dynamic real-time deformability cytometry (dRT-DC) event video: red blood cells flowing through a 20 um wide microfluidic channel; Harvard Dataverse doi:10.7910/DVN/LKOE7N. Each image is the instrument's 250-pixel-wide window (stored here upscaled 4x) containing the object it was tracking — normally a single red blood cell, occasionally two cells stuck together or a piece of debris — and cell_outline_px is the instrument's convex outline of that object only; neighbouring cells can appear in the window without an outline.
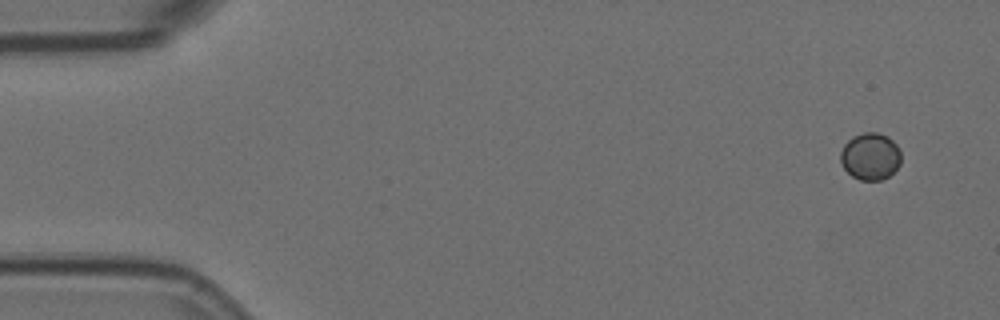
{"species": "Egyptian fruit bat (a non-hibernating species)", "species_latin": "Rousettus aegyptiacus", "temperature_condition": "room temperature", "stored_images_in_passage": 5, "camera_frame_rate_fps": 3000, "um_per_image_px": 0.085, "animal": {"sex": "female"}, "frame": {"image": 1, "passage_image": 1, "time_ms": 0.0, "image_size_px": [1000, 320], "cell_outline_px": [[900, 164], [888, 176], [880, 180], [860, 180], [852, 176], [844, 168], [840, 160], [840, 152], [844, 144], [852, 136], [864, 132], [876, 132], [888, 136], [900, 148]], "centroid_in_image_um": [73.97, 13.27], "position_along_channel_um": 11.0, "area_um2": 16.65}}
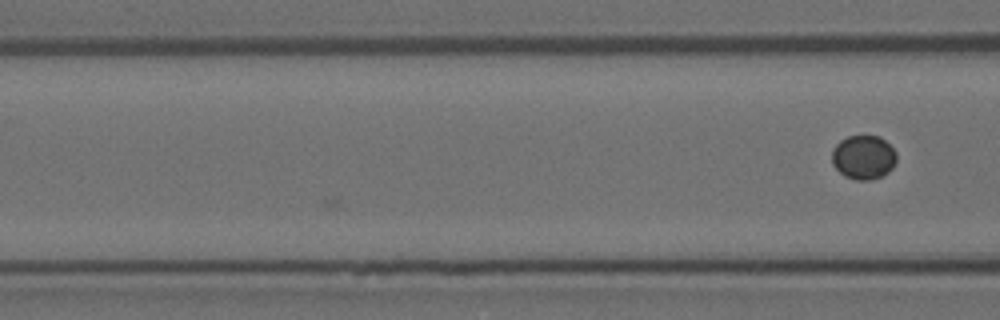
{"frame": {"image": 2, "passage_image": 5, "time_ms": 1.333, "image_size_px": [1000, 320], "cell_outline_px": [[896, 160], [892, 168], [888, 172], [880, 176], [868, 180], [856, 180], [844, 176], [832, 164], [832, 148], [840, 140], [848, 136], [880, 136], [896, 152]], "centroid_in_image_um": [73.37, 13.36], "position_along_channel_um": 93.2, "area_um2": 16.53}}